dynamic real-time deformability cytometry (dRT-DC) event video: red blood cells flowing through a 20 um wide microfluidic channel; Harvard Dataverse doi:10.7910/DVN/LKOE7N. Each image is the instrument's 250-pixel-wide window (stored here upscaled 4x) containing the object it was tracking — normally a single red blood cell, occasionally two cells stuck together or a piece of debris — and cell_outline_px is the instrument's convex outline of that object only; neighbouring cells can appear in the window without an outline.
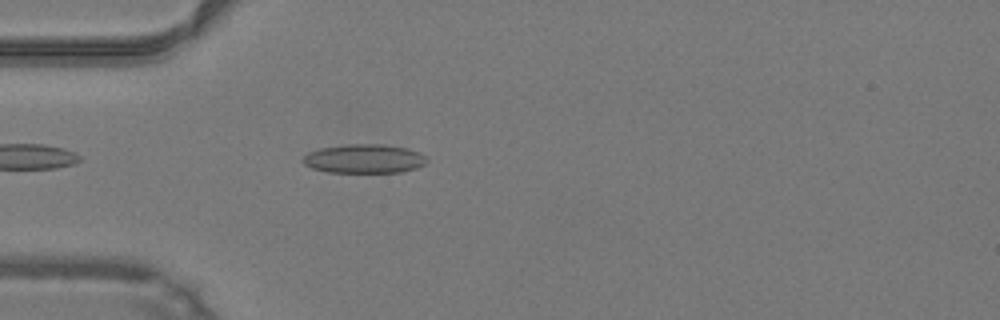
{"species": "common noctule bat (a hibernating species)", "species_latin": "Nyctalus noctula", "temperature_condition": "warm", "stored_images_in_passage": 34, "camera_frame_rate_fps": 3000, "um_per_image_px": 0.085, "animal": {"sex": "male", "body_mass_g": 19.2, "forearm_length_mm": 51.8}, "frame": {"image": 1, "passage_image": 1, "time_ms": 0.0, "image_size_px": [1000, 320], "cell_outline_px": [[428, 160], [424, 164], [416, 168], [400, 172], [328, 172], [312, 168], [304, 164], [300, 160], [308, 152], [320, 148], [348, 144], [380, 144], [408, 148], [420, 152], [428, 156]], "centroid_in_image_um": [30.97, 13.48], "position_along_channel_um": 54.0, "area_um2": 21.04}}
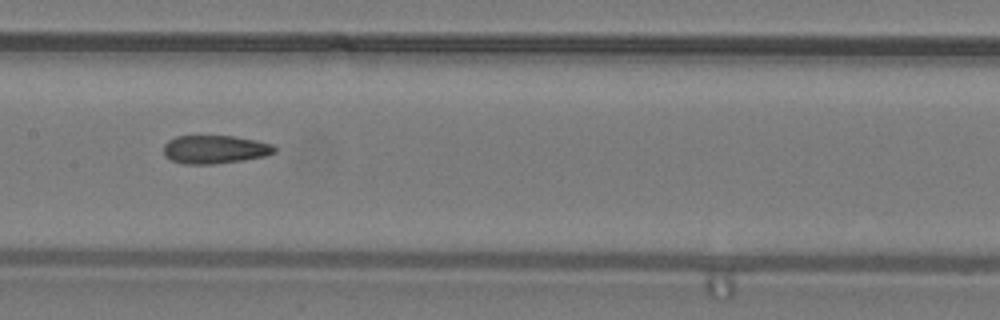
{"frame": {"image": 2, "passage_image": 11, "time_ms": 3.333, "image_size_px": [1000, 320], "cell_outline_px": [[276, 152], [264, 156], [244, 160], [212, 164], [180, 164], [164, 156], [164, 144], [168, 140], [176, 136], [232, 136], [256, 140], [272, 144], [276, 148]], "centroid_in_image_um": [18.25, 12.7], "position_along_channel_um": 189.2, "area_um2": 18.38}}
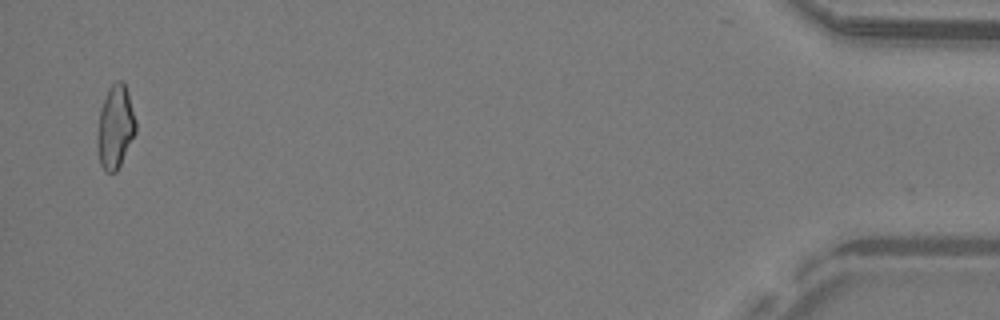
{"frame": {"image": 3, "passage_image": 34, "time_ms": 11.0, "image_size_px": [1000, 320], "cell_outline_px": [[136, 132], [116, 172], [108, 172], [100, 164], [96, 144], [96, 140], [100, 108], [108, 88], [116, 80], [124, 80], [128, 92], [136, 120]], "centroid_in_image_um": [9.79, 10.75], "position_along_channel_um": 425.4, "area_um2": 18.73}, "authors_computed_cell_mechanics": {"area_um2": 18.5827, "velocity_mm_per_s": 4.2584, "shape_relaxation_time_tau1_ms": null, "shape_relaxation_time_tau2_ms": 2.7575, "deformation_change_tau1": null, "deformation_change_tau2": 0.1247}}